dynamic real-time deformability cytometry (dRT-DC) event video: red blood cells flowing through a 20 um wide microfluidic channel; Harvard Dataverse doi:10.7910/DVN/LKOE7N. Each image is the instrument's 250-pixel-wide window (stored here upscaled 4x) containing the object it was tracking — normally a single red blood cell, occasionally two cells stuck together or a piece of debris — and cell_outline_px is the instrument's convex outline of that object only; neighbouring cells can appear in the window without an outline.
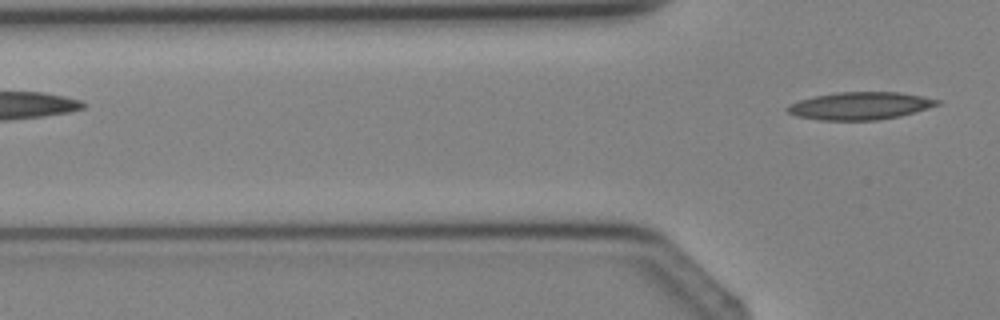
{"species": "Egyptian fruit bat (a non-hibernating species)", "species_latin": "Rousettus aegyptiacus", "temperature_condition": "cold", "stored_images_in_passage": 4, "camera_frame_rate_fps": 3000, "um_per_image_px": 0.085, "animal": {"sex": "female"}, "frame": {"image": 1, "passage_image": 4, "time_ms": 3.667, "image_size_px": [1000, 320], "cell_outline_px": [[940, 104], [900, 116], [876, 120], [820, 120], [796, 116], [788, 112], [784, 108], [788, 104], [800, 100], [816, 96], [836, 92], [900, 92], [940, 100]], "centroid_in_image_um": [73.06, 8.99], "position_along_channel_um": 52.7, "area_um2": 23.93}}